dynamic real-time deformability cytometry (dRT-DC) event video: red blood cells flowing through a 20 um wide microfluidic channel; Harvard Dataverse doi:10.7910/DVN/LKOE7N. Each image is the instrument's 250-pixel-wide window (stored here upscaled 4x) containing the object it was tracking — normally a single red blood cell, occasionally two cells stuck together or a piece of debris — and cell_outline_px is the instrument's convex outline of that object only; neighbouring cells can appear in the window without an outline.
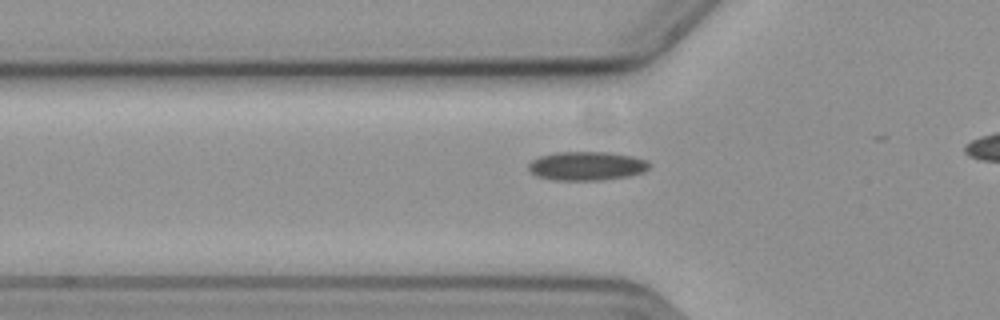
{"species": "common noctule bat (a hibernating species)", "species_latin": "Nyctalus noctula", "temperature_condition": "cold", "stored_images_in_passage": 10, "camera_frame_rate_fps": 3000, "um_per_image_px": 0.085, "animal": {"sex": "female", "body_mass_g": 19.3, "forearm_length_mm": 54.1}, "frame": {"image": 1, "passage_image": 2, "time_ms": 0.333, "image_size_px": [1000, 320], "cell_outline_px": [[652, 164], [644, 172], [628, 176], [600, 180], [552, 180], [536, 176], [528, 168], [528, 164], [532, 160], [540, 156], [556, 152], [608, 152], [632, 156], [648, 160]], "centroid_in_image_um": [49.88, 14.1], "position_along_channel_um": 75.9, "area_um2": 20.4}}
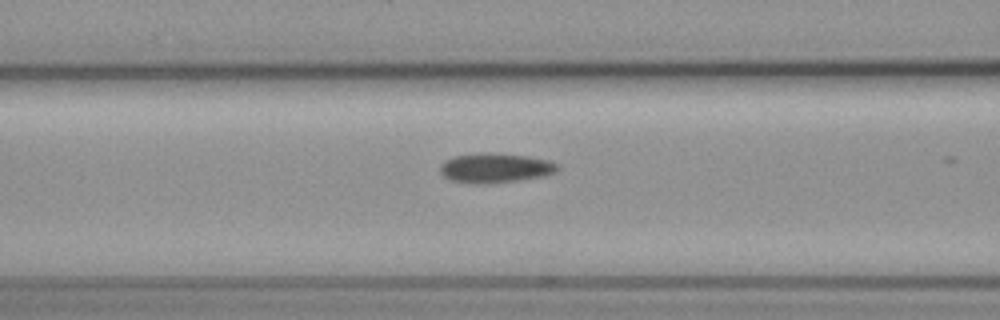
{"frame": {"image": 2, "passage_image": 6, "time_ms": 1.667, "image_size_px": [1000, 320], "cell_outline_px": [[560, 168], [544, 176], [516, 180], [484, 184], [476, 184], [452, 180], [444, 176], [440, 172], [440, 164], [444, 160], [456, 156], [484, 152], [492, 152], [528, 156], [548, 160], [560, 164]], "centroid_in_image_um": [42.09, 14.26], "position_along_channel_um": 124.5, "area_um2": 20.23}}
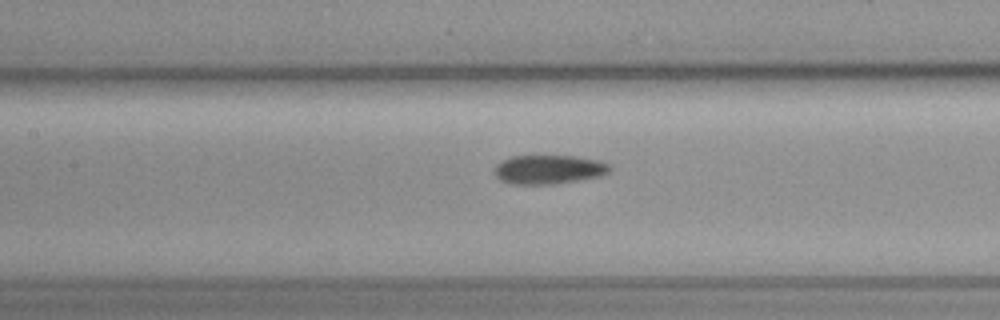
{"frame": {"image": 3, "passage_image": 9, "time_ms": 2.667, "image_size_px": [1000, 320], "cell_outline_px": [[612, 168], [608, 172], [600, 176], [552, 184], [516, 184], [504, 180], [496, 176], [496, 164], [512, 156], [576, 156], [600, 160], [612, 164]], "centroid_in_image_um": [46.72, 14.39], "position_along_channel_um": 160.7, "area_um2": 19.25}}